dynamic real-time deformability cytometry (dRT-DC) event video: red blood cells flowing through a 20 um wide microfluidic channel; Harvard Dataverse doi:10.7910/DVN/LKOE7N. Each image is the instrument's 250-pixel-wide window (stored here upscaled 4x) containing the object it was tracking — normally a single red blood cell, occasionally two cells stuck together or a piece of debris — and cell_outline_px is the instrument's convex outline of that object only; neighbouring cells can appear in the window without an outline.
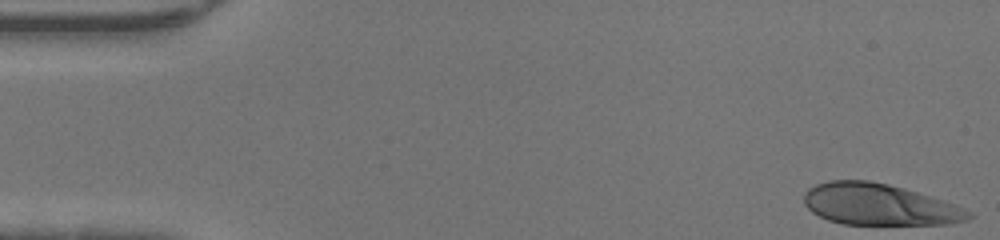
{"species": "human", "species_latin": "Homo sapiens", "temperature_condition": "warm", "stored_images_in_passage": 38, "camera_frame_rate_fps": 3000, "um_per_image_px": 0.085, "donor": {"sex": "male"}, "frame": {"image": 1, "passage_image": 1, "time_ms": 0.0, "image_size_px": [1000, 240], "cell_outline_px": [[972, 216], [968, 220], [944, 224], [844, 224], [828, 220], [812, 212], [804, 204], [804, 192], [808, 188], [816, 184], [828, 180], [868, 180], [888, 184], [904, 188], [956, 204], [972, 212]], "centroid_in_image_um": [74.72, 17.37], "position_along_channel_um": 10.3, "area_um2": 39.77}}
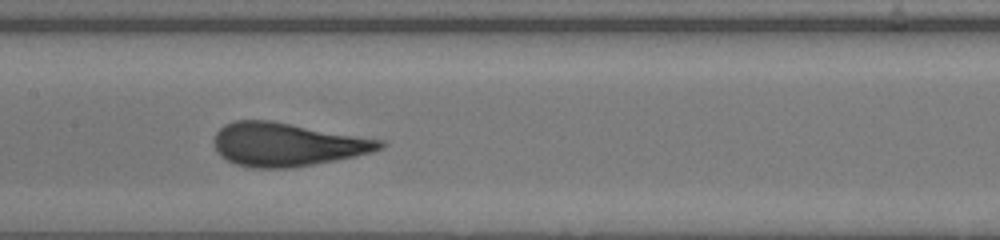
{"frame": {"image": 2, "passage_image": 22, "time_ms": 7.0, "image_size_px": [1000, 240], "cell_outline_px": [[384, 148], [372, 152], [356, 156], [292, 168], [252, 168], [236, 164], [220, 156], [216, 152], [212, 140], [216, 132], [224, 124], [232, 120], [272, 120], [384, 140]], "centroid_in_image_um": [24.37, 12.27], "position_along_channel_um": 183.0, "area_um2": 42.37}}
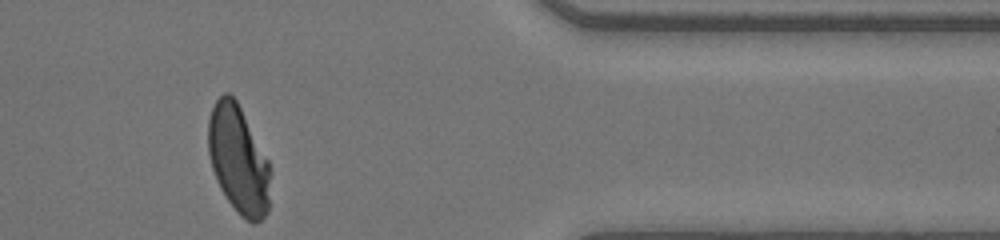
{"frame": {"image": 3, "passage_image": 38, "time_ms": 12.333, "image_size_px": [1000, 240], "cell_outline_px": [[268, 212], [260, 220], [252, 224], [240, 216], [228, 200], [220, 188], [216, 180], [212, 168], [208, 152], [208, 120], [212, 108], [216, 100], [224, 92], [228, 92], [236, 100], [268, 160]], "centroid_in_image_um": [20.22, 13.57], "position_along_channel_um": 391.2, "area_um2": 38.49}}